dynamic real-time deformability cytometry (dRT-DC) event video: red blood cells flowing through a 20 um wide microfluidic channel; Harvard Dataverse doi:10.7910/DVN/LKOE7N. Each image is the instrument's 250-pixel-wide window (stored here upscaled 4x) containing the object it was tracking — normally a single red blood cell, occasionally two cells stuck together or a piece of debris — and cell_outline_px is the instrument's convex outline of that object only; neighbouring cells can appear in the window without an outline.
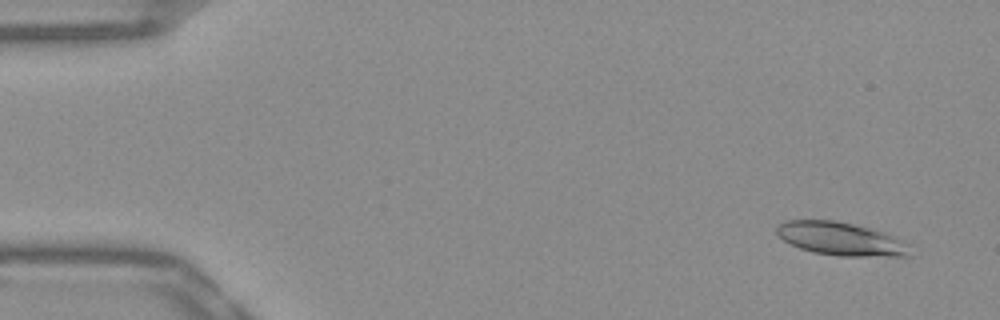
{"species": "Egyptian fruit bat (a non-hibernating species)", "species_latin": "Rousettus aegyptiacus", "temperature_condition": "warm", "stored_images_in_passage": 53, "camera_frame_rate_fps": 3000, "um_per_image_px": 0.085, "frame": {"image": 1, "passage_image": 4, "time_ms": 1.0, "image_size_px": [1000, 320], "cell_outline_px": [[912, 256], [836, 256], [812, 252], [800, 248], [784, 240], [776, 232], [776, 224], [784, 220], [832, 220], [872, 228], [896, 236], [908, 244]], "centroid_in_image_um": [71.49, 20.3], "position_along_channel_um": 13.5, "area_um2": 26.01}}
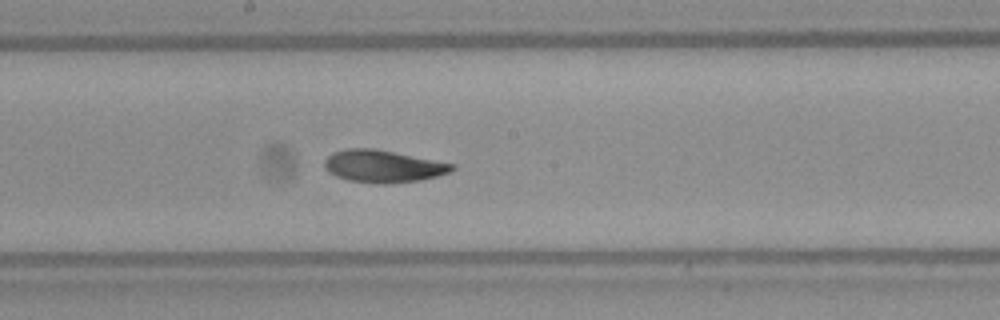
{"frame": {"image": 2, "passage_image": 29, "time_ms": 9.333, "image_size_px": [1000, 320], "cell_outline_px": [[456, 168], [448, 172], [436, 176], [420, 180], [384, 184], [380, 184], [348, 180], [336, 176], [328, 172], [324, 168], [324, 160], [332, 152], [344, 148], [376, 148], [456, 164]], "centroid_in_image_um": [32.53, 14.11], "position_along_channel_um": 215.7, "area_um2": 24.22}}
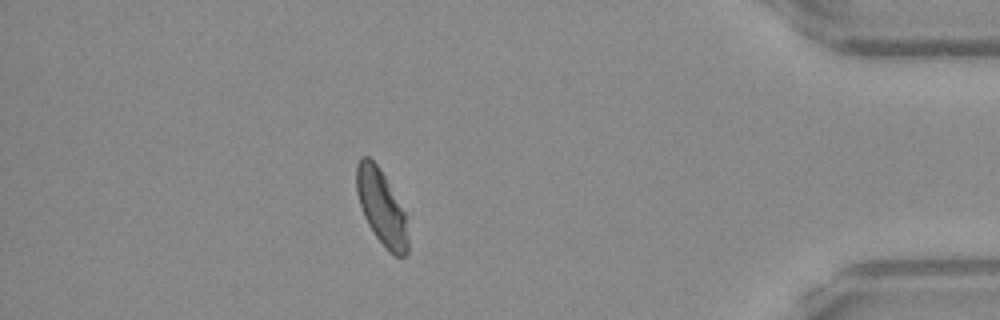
{"frame": {"image": 3, "passage_image": 47, "time_ms": 15.333, "image_size_px": [1000, 320], "cell_outline_px": [[408, 252], [404, 256], [396, 256], [376, 236], [368, 224], [364, 216], [356, 192], [356, 164], [360, 156], [368, 156], [380, 168], [404, 212], [408, 240]], "centroid_in_image_um": [32.39, 17.57], "position_along_channel_um": 402.8, "area_um2": 21.96}, "authors_computed_cell_mechanics": {"area_um2": 23.9292, "velocity_mm_per_s": 3.8377, "shape_relaxation_time_tau1_ms": 6.5894, "shape_relaxation_time_tau2_ms": 3.5348, "deformation_change_tau1": 0.1785, "deformation_change_tau2": 0.1016}}